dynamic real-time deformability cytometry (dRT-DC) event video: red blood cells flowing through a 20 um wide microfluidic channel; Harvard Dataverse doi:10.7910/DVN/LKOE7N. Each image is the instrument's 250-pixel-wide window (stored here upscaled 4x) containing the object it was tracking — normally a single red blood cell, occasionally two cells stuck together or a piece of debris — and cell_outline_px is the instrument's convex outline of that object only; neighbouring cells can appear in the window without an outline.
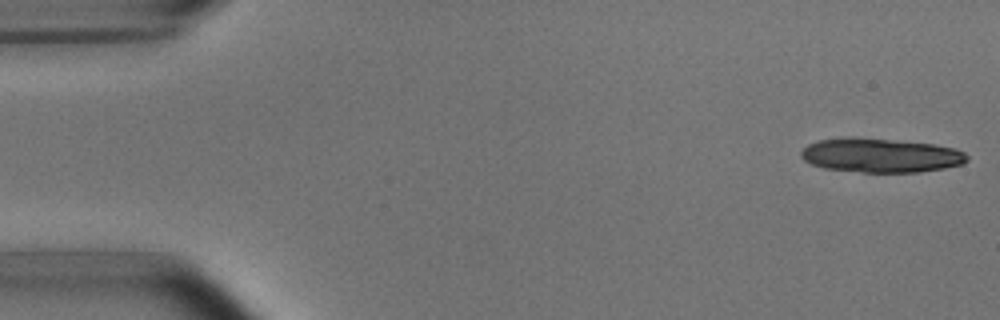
{"species": "common noctule bat (a hibernating species)", "species_latin": "Nyctalus noctula", "temperature_condition": "room temperature", "stored_images_in_passage": 5, "camera_frame_rate_fps": 3000, "um_per_image_px": 0.085, "animal": {"sex": "male", "body_mass_g": 15.6}, "frame": {"image": 1, "passage_image": 1, "time_ms": 0.0, "image_size_px": [1000, 320], "cell_outline_px": [[968, 160], [964, 164], [944, 168], [920, 172], [864, 172], [824, 168], [812, 164], [804, 160], [800, 156], [800, 152], [808, 144], [820, 140], [848, 136], [852, 136], [932, 144], [956, 148], [964, 152], [968, 156]], "centroid_in_image_um": [74.86, 13.2], "position_along_channel_um": 10.1, "area_um2": 33.12}}